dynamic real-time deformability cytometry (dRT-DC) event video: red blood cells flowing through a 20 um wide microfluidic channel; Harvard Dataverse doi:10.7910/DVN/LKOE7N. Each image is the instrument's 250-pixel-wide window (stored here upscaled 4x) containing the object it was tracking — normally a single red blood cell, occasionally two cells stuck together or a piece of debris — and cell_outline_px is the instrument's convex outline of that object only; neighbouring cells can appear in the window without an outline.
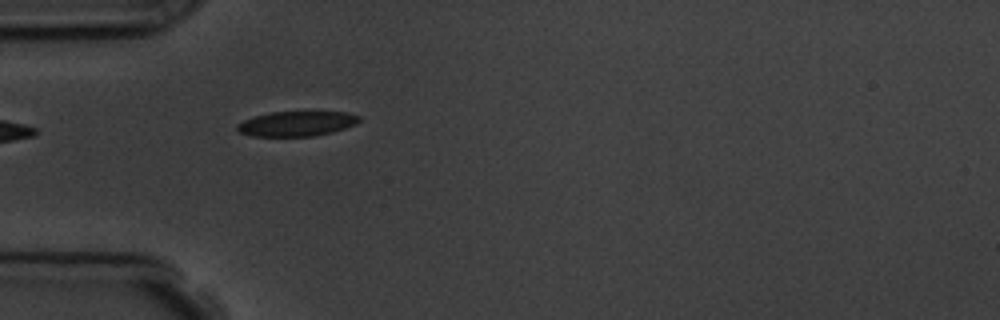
{"species": "common noctule bat (a hibernating species)", "species_latin": "Nyctalus noctula", "temperature_condition": "room temperature", "stored_images_in_passage": 11, "camera_frame_rate_fps": 3000, "um_per_image_px": 0.085, "animal": {"sex": "male", "body_mass_g": 19.5, "forearm_length_mm": 54.6}, "frame": {"image": 1, "passage_image": 5, "time_ms": 4.667, "image_size_px": [1000, 320], "cell_outline_px": [[360, 120], [356, 124], [332, 132], [316, 136], [252, 136], [240, 132], [236, 128], [236, 124], [244, 120], [256, 116], [272, 112], [348, 112], [360, 116]], "centroid_in_image_um": [25.23, 10.51], "position_along_channel_um": 59.8, "area_um2": 17.63}}